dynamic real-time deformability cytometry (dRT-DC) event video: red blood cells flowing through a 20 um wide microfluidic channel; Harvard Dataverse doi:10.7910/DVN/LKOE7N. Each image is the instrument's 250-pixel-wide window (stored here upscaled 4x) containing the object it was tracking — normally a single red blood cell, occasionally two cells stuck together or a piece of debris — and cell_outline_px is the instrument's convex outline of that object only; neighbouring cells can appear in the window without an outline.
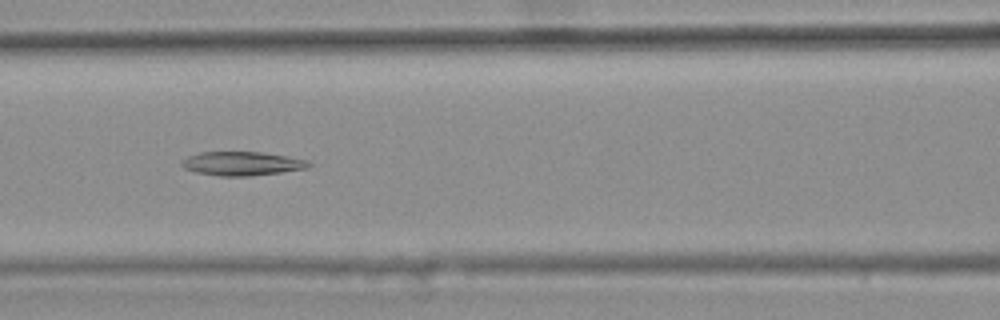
{"species": "common noctule bat (a hibernating species)", "species_latin": "Nyctalus noctula", "temperature_condition": "warm", "stored_images_in_passage": 48, "segment_of_instrument_passage": [2, 2], "camera_frame_rate_fps": 3000, "um_per_image_px": 0.085, "animal": {"sex": "female", "body_mass_g": 25.1}, "frame": {"image": 1, "passage_image": 24, "time_ms": 7.667, "image_size_px": [1000, 320], "cell_outline_px": [[312, 164], [308, 168], [280, 172], [248, 176], [220, 176], [196, 172], [184, 168], [180, 164], [188, 156], [200, 152], [260, 152], [288, 156], [308, 160]], "centroid_in_image_um": [20.59, 13.9], "position_along_channel_um": 146.0, "area_um2": 17.57}}
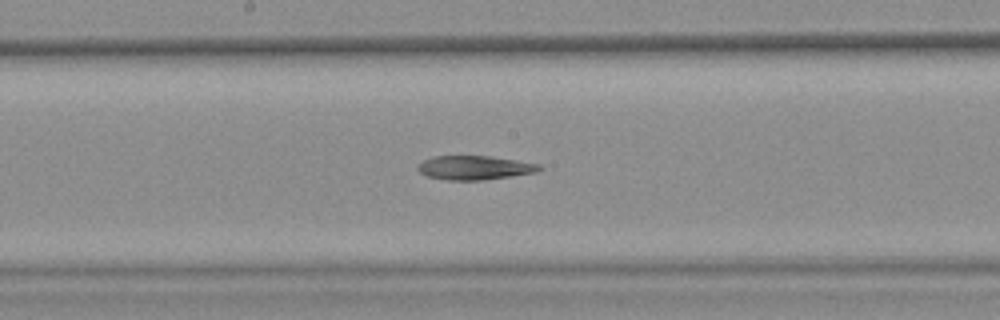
{"frame": {"image": 2, "passage_image": 29, "time_ms": 9.333, "image_size_px": [1000, 320], "cell_outline_px": [[544, 168], [536, 172], [512, 176], [484, 180], [448, 180], [428, 176], [420, 172], [416, 168], [424, 160], [432, 156], [488, 156], [516, 160], [540, 164]], "centroid_in_image_um": [40.37, 14.25], "position_along_channel_um": 207.8, "area_um2": 16.94}}